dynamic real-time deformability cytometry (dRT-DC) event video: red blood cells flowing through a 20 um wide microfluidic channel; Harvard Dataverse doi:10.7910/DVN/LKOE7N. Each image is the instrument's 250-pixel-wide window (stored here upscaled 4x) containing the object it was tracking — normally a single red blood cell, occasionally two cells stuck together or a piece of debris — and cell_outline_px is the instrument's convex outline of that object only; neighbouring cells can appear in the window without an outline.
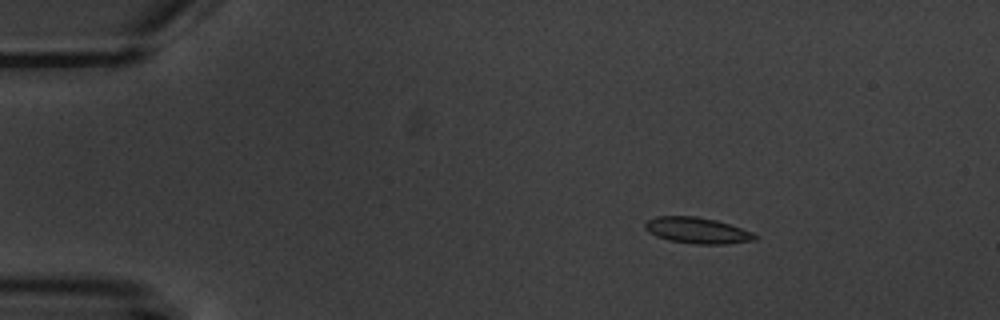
{"species": "common noctule bat (a hibernating species)", "species_latin": "Nyctalus noctula", "temperature_condition": "warm", "stored_images_in_passage": 8, "camera_frame_rate_fps": 3000, "um_per_image_px": 0.085, "animal": {"sex": "male", "body_mass_g": 20.1, "forearm_length_mm": 53.5}, "frame": {"image": 1, "passage_image": 3, "time_ms": 3.0, "image_size_px": [1000, 320], "cell_outline_px": [[756, 240], [724, 244], [696, 244], [668, 240], [656, 236], [648, 232], [644, 228], [644, 224], [648, 220], [656, 216], [696, 216], [716, 220], [752, 232], [756, 236]], "centroid_in_image_um": [59.22, 19.58], "position_along_channel_um": 25.8, "area_um2": 16.59}}
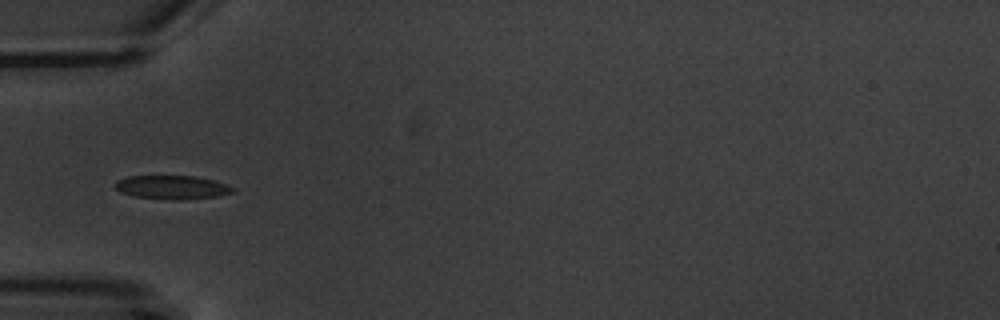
{"frame": {"image": 2, "passage_image": 6, "time_ms": 6.333, "image_size_px": [1000, 320], "cell_outline_px": [[236, 188], [232, 192], [220, 196], [136, 196], [120, 192], [112, 184], [116, 180], [128, 176], [196, 176], [212, 180]], "centroid_in_image_um": [14.55, 15.84], "position_along_channel_um": 70.4, "area_um2": 14.91}}